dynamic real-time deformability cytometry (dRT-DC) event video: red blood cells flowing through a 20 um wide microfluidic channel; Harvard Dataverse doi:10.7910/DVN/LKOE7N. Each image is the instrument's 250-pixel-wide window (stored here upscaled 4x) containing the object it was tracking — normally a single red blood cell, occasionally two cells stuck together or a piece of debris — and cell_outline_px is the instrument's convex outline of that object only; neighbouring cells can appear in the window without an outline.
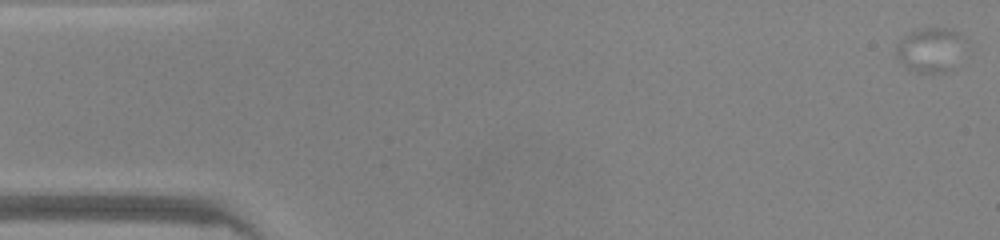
{"species": "common noctule bat (a hibernating species)", "species_latin": "Nyctalus noctula", "temperature_condition": "warm", "stored_images_in_passage": 12, "camera_frame_rate_fps": 3000, "um_per_image_px": 0.085, "animal": {"sex": "male", "body_mass_g": 20.0, "forearm_length_mm": 53.3}, "frame": {"image": 1, "passage_image": 1, "time_ms": 0.0, "image_size_px": [1000, 240], "cell_outline_px": [[956, 36], [952, 72], [916, 72], [908, 68], [892, 52], [896, 44], [908, 32], [920, 28], [944, 28], [956, 32]], "centroid_in_image_um": [78.83, 4.25], "position_along_channel_um": 6.2, "area_um2": 16.53}}